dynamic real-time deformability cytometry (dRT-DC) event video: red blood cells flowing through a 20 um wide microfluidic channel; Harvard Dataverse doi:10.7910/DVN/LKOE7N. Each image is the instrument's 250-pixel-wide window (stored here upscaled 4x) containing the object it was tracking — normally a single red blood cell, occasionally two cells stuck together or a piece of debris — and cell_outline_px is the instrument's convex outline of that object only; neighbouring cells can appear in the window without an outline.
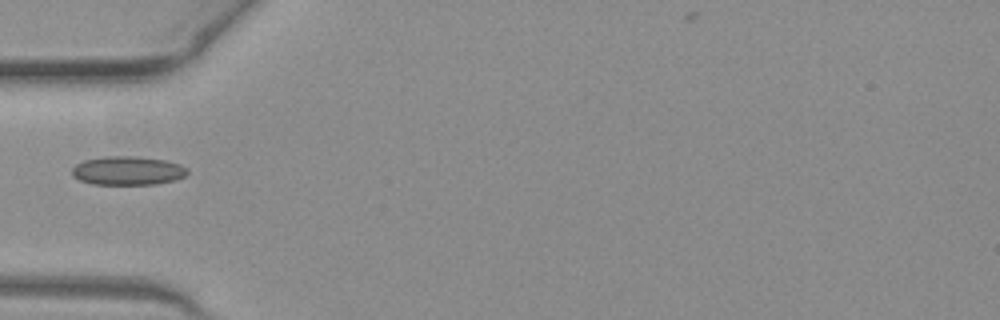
{"species": "common noctule bat (a hibernating species)", "species_latin": "Nyctalus noctula", "temperature_condition": "warm", "stored_images_in_passage": 12, "camera_frame_rate_fps": 3000, "um_per_image_px": 0.085, "animal": {"sex": "female", "body_mass_g": 19.3, "forearm_length_mm": 54.1}, "frame": {"image": 1, "passage_image": 1, "time_ms": 0.0, "image_size_px": [1000, 320], "cell_outline_px": [[188, 172], [184, 176], [172, 180], [156, 184], [92, 184], [80, 180], [72, 176], [72, 168], [76, 164], [84, 160], [108, 156], [136, 156], [164, 160], [180, 164], [188, 168]], "centroid_in_image_um": [10.84, 14.5], "position_along_channel_um": 74.2, "area_um2": 19.25}}
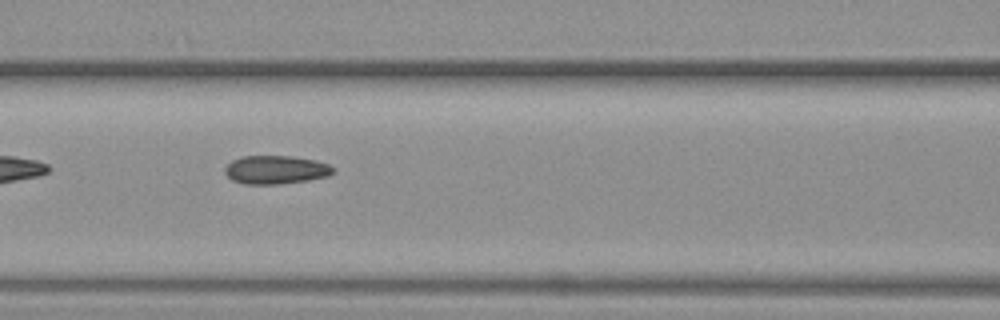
{"frame": {"image": 2, "passage_image": 6, "time_ms": 1.667, "image_size_px": [1000, 320], "cell_outline_px": [[336, 172], [328, 176], [308, 180], [276, 184], [244, 184], [232, 180], [224, 172], [224, 168], [232, 160], [244, 156], [292, 156], [316, 160], [328, 164], [336, 168]], "centroid_in_image_um": [23.47, 14.43], "position_along_channel_um": 143.1, "area_um2": 18.03}}
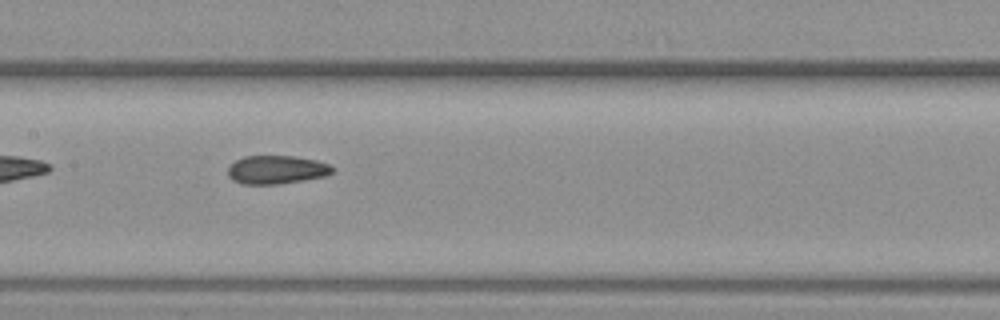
{"frame": {"image": 3, "passage_image": 9, "time_ms": 2.667, "image_size_px": [1000, 320], "cell_outline_px": [[336, 168], [332, 172], [324, 176], [304, 180], [280, 184], [240, 184], [232, 180], [228, 176], [228, 168], [236, 160], [244, 156], [296, 156], [316, 160], [328, 164]], "centroid_in_image_um": [23.5, 14.43], "position_along_channel_um": 183.9, "area_um2": 17.4}}